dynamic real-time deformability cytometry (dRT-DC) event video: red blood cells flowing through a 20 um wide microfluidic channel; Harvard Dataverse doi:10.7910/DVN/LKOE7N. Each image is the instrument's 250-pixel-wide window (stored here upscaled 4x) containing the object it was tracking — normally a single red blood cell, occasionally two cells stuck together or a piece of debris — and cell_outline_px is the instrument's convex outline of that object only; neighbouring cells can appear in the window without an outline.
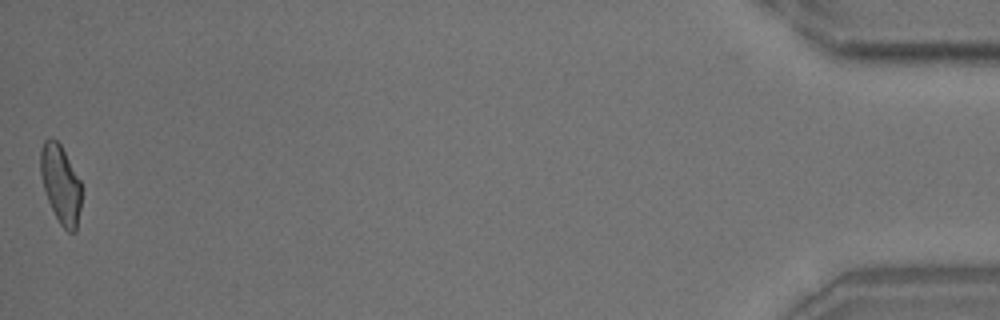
{"species": "common noctule bat (a hibernating species)", "species_latin": "Nyctalus noctula", "temperature_condition": "room temperature", "stored_images_in_passage": 40, "camera_frame_rate_fps": 3000, "um_per_image_px": 0.085, "animal": {"sex": "male", "body_mass_g": 18.8}, "frame": {"image": 1, "passage_image": 39, "time_ms": 12.667, "image_size_px": [1000, 320], "cell_outline_px": [[80, 208], [76, 232], [68, 232], [60, 224], [48, 200], [44, 188], [40, 172], [40, 148], [44, 140], [52, 136], [60, 144], [80, 180]], "centroid_in_image_um": [5.14, 15.63], "position_along_channel_um": 430.1, "area_um2": 18.5}, "authors_computed_cell_mechanics": {"area_um2": 19.2474, "velocity_mm_per_s": 3.7426, "shape_relaxation_time_tau1_ms": 6.3966, "shape_relaxation_time_tau2_ms": 0.9495, "deformation_change_tau1": 0.1806, "deformation_change_tau2": 0.0752}}